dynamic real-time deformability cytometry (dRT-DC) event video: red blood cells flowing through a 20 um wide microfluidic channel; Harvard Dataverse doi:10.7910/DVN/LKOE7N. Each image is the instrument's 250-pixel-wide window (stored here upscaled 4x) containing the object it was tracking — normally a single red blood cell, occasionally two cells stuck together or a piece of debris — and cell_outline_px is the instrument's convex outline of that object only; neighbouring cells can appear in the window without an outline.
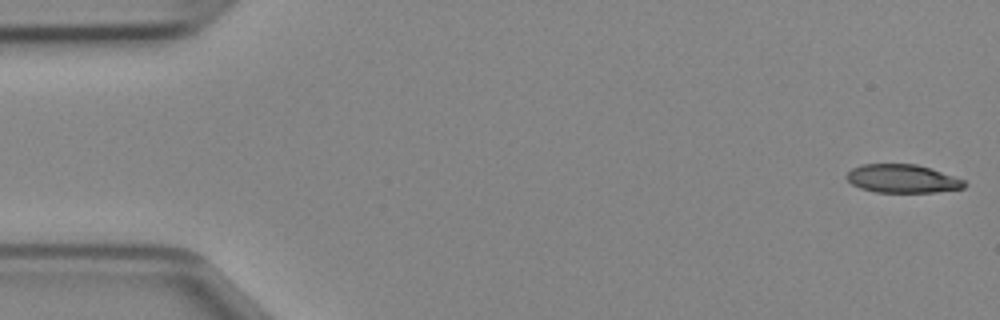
{"species": "Egyptian fruit bat (a non-hibernating species)", "species_latin": "Rousettus aegyptiacus", "temperature_condition": "cold", "stored_images_in_passage": 47, "camera_frame_rate_fps": 3000, "um_per_image_px": 0.085, "animal": {"sex": "female"}, "frame": {"image": 1, "passage_image": 1, "time_ms": 0.0, "image_size_px": [1000, 320], "cell_outline_px": [[968, 184], [964, 188], [936, 192], [876, 192], [860, 188], [852, 184], [844, 176], [852, 168], [860, 164], [916, 164], [932, 168], [964, 180]], "centroid_in_image_um": [76.71, 15.18], "position_along_channel_um": 8.3, "area_um2": 19.59}}
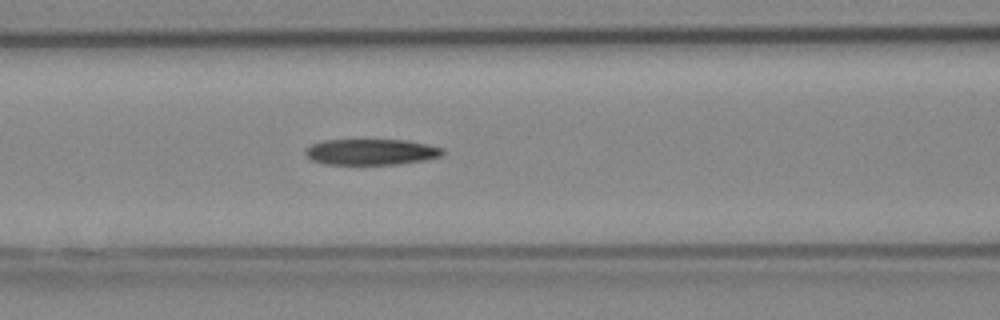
{"frame": {"image": 2, "passage_image": 19, "time_ms": 6.0, "image_size_px": [1000, 320], "cell_outline_px": [[444, 152], [440, 156], [424, 160], [396, 164], [324, 164], [312, 160], [304, 152], [312, 144], [324, 140], [408, 140], [428, 144], [444, 148]], "centroid_in_image_um": [31.57, 12.91], "position_along_channel_um": 135.0, "area_um2": 20.63}}
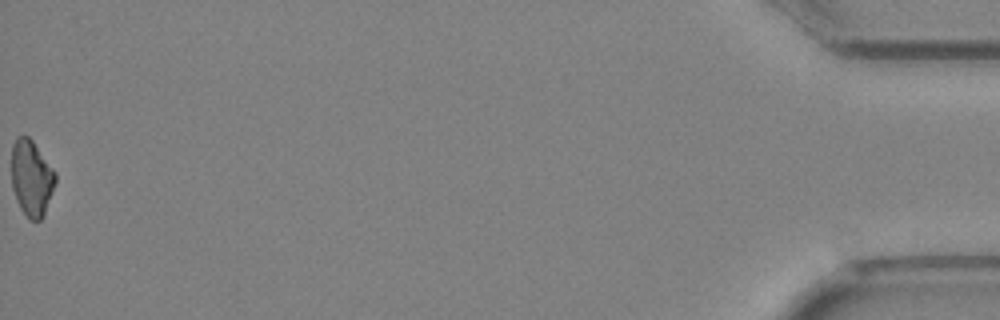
{"frame": {"image": 3, "passage_image": 47, "time_ms": 15.333, "image_size_px": [1000, 320], "cell_outline_px": [[56, 180], [44, 216], [40, 220], [32, 220], [20, 208], [16, 200], [12, 188], [12, 144], [16, 136], [28, 136], [32, 140], [56, 172]], "centroid_in_image_um": [2.67, 15.12], "position_along_channel_um": 432.5, "area_um2": 19.36}}